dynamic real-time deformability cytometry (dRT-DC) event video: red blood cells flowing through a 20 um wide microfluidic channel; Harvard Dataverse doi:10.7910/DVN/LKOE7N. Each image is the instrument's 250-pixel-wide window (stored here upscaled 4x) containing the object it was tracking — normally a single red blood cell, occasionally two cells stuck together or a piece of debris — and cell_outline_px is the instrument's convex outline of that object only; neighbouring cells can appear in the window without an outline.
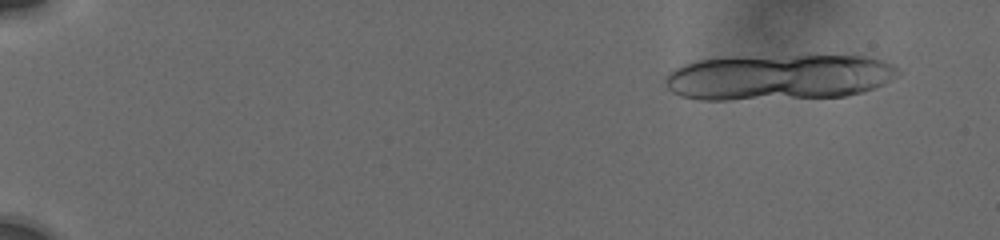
{"species": "human", "species_latin": "Homo sapiens", "temperature_condition": "cold", "stored_images_in_passage": 23, "segment_of_instrument_passage": [1, 3], "camera_frame_rate_fps": 3000, "um_per_image_px": 0.085, "donor": {"sex": "male"}, "frame": {"image": 1, "passage_image": 1, "time_ms": 0.0, "image_size_px": [1000, 240], "cell_outline_px": [[900, 72], [896, 76], [884, 84], [876, 88], [844, 96], [728, 100], [700, 100], [680, 96], [672, 92], [664, 84], [664, 76], [668, 72], [684, 64], [696, 60], [724, 56], [864, 56], [880, 60], [892, 64], [900, 68]], "centroid_in_image_um": [66.13, 6.55], "position_along_channel_um": 18.9, "area_um2": 62.71}}